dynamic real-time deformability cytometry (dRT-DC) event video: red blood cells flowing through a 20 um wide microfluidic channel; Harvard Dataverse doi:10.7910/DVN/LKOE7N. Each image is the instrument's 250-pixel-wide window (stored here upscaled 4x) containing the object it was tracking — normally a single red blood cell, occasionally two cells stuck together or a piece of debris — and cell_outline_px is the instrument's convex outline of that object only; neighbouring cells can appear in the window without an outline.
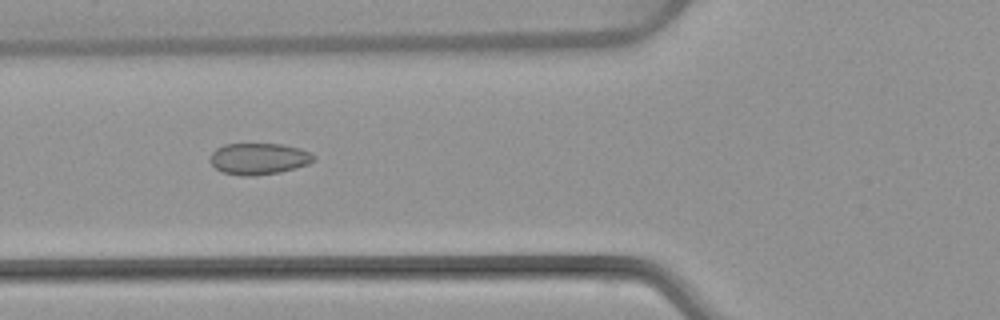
{"species": "common noctule bat (a hibernating species)", "species_latin": "Nyctalus noctula", "temperature_condition": "warm", "stored_images_in_passage": 53, "camera_frame_rate_fps": 3000, "um_per_image_px": 0.085, "animal": {"sex": "female", "body_mass_g": 22.7, "forearm_length_mm": 54.2}, "frame": {"image": 1, "passage_image": 20, "time_ms": 6.333, "image_size_px": [1000, 320], "cell_outline_px": [[316, 160], [308, 164], [296, 168], [280, 172], [256, 176], [240, 176], [220, 172], [208, 160], [212, 152], [216, 148], [224, 144], [284, 144], [300, 148], [316, 156]], "centroid_in_image_um": [21.98, 13.5], "position_along_channel_um": 103.8, "area_um2": 19.31}}
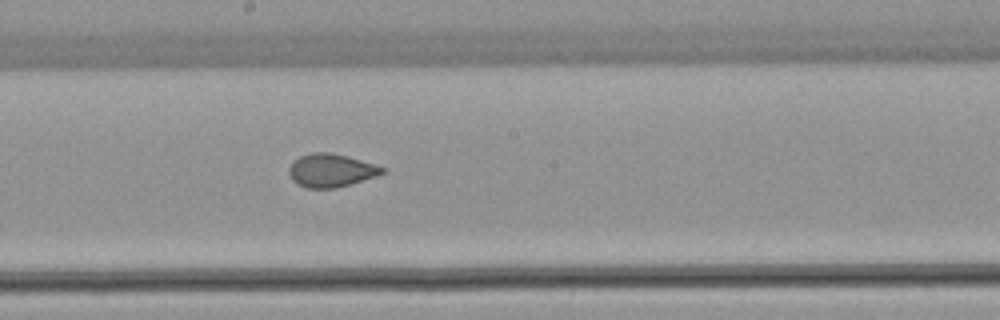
{"frame": {"image": 2, "passage_image": 29, "time_ms": 9.333, "image_size_px": [1000, 320], "cell_outline_px": [[384, 172], [376, 176], [352, 184], [336, 188], [308, 188], [292, 180], [288, 172], [288, 168], [300, 156], [312, 152], [332, 152], [360, 160], [384, 168]], "centroid_in_image_um": [28.12, 14.49], "position_along_channel_um": 220.1, "area_um2": 17.8}}
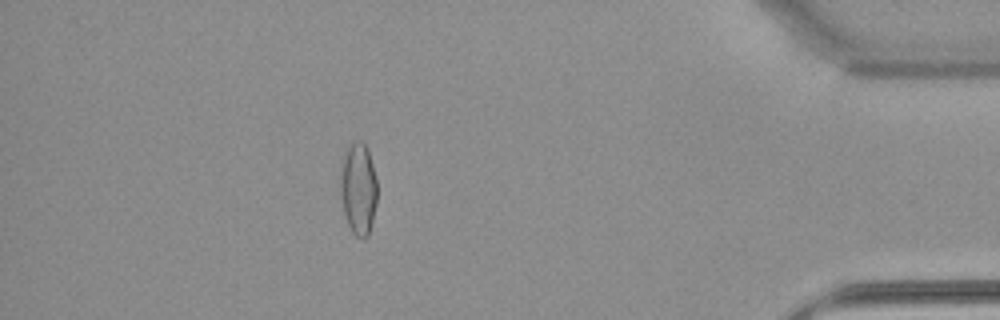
{"frame": {"image": 3, "passage_image": 47, "time_ms": 15.333, "image_size_px": [1000, 320], "cell_outline_px": [[376, 204], [372, 224], [368, 236], [364, 240], [356, 236], [352, 232], [344, 216], [340, 196], [340, 164], [348, 144], [356, 140], [360, 140], [368, 148], [376, 180]], "centroid_in_image_um": [30.43, 16.04], "position_along_channel_um": 404.8, "area_um2": 20.17}, "authors_computed_cell_mechanics": {"area_um2": 19.3052, "velocity_mm_per_s": 3.8698, "shape_relaxation_time_tau1_ms": null, "shape_relaxation_time_tau2_ms": 1.0459, "deformation_change_tau1": null, "deformation_change_tau2": 0.0469}}